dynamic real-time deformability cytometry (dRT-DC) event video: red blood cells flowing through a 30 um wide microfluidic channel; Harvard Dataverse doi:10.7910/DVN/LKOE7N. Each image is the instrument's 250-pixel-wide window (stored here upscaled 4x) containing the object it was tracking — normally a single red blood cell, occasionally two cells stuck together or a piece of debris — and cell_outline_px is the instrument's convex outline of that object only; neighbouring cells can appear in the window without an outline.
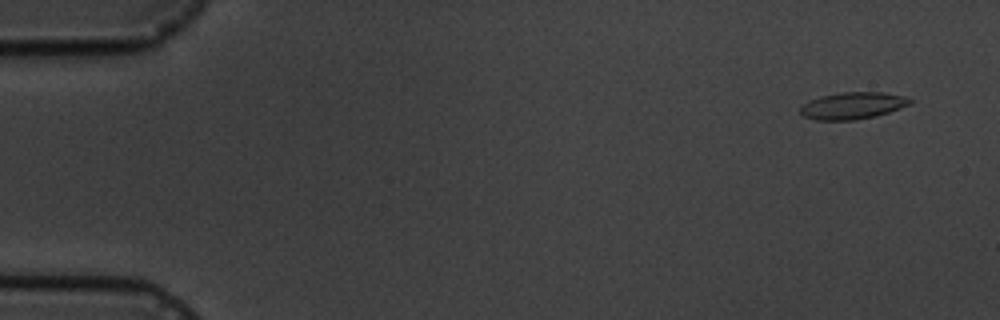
{"species": "common noctule bat (a hibernating species)", "species_latin": "Nyctalus noctula", "temperature_condition": "cold", "stored_images_in_passage": 5, "camera_frame_rate_fps": 3000, "um_per_image_px": 0.085, "animal": {"sex": "male", "body_mass_g": 19.5, "forearm_length_mm": 54.6}, "frame": {"image": 1, "passage_image": 1, "time_ms": 0.0, "image_size_px": [1000, 320], "cell_outline_px": [[912, 104], [876, 116], [856, 120], [816, 120], [804, 116], [800, 112], [800, 108], [808, 100], [820, 96], [844, 92], [880, 92], [904, 96], [912, 100]], "centroid_in_image_um": [72.47, 8.98], "position_along_channel_um": 12.5, "area_um2": 17.17}}
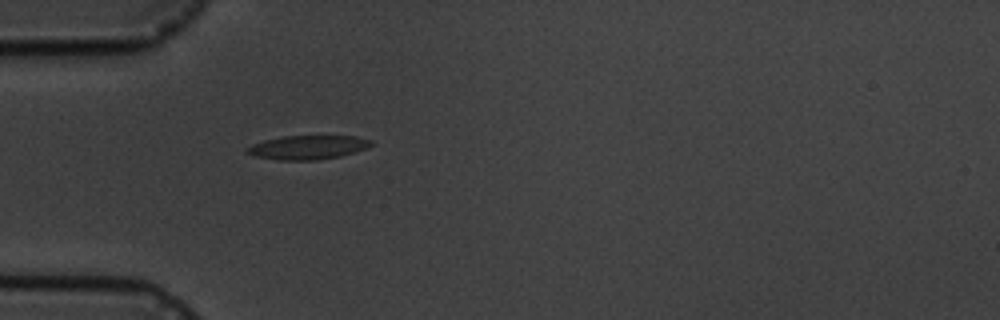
{"frame": {"image": 2, "passage_image": 5, "time_ms": 4.667, "image_size_px": [1000, 320], "cell_outline_px": [[376, 144], [368, 148], [356, 152], [340, 156], [316, 160], [276, 160], [252, 156], [244, 152], [252, 144], [264, 140], [284, 136], [356, 136], [372, 140]], "centroid_in_image_um": [26.19, 12.53], "position_along_channel_um": 58.8, "area_um2": 17.57}}